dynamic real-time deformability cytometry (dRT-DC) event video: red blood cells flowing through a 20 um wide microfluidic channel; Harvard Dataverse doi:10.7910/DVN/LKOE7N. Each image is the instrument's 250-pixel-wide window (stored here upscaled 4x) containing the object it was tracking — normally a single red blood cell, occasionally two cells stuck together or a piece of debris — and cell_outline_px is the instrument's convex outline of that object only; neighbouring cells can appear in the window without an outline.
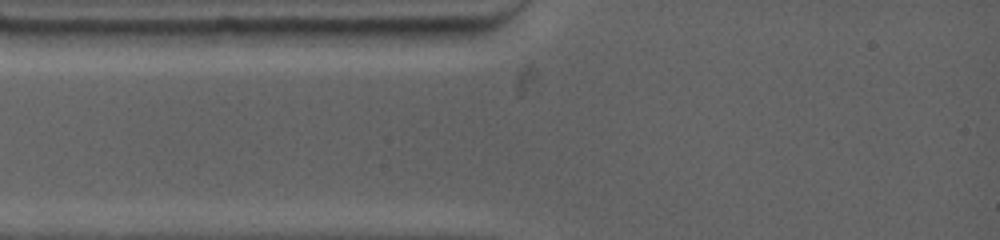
{"species": "common noctule bat (a hibernating species)", "species_latin": "Nyctalus noctula", "temperature_condition": "warm", "stored_images_in_passage": 2, "segment_of_instrument_passage": [1, 2], "camera_frame_rate_fps": 4500, "um_per_image_px": 0.085, "animal": {"sex": "female", "body_mass_g": 19.0, "forearm_length_mm": 53.3}, "frame": {"image": 1, "passage_image": 1, "time_ms": 0.0, "image_size_px": [1000, 240], "cell_outline_px": [[296, 28], [292, 44], [212, 48], [208, 44], [200, 32], [212, 28]], "centroid_in_image_um": [21.08, 3.14], "position_along_channel_um": 63.9, "area_um2": 11.56}}